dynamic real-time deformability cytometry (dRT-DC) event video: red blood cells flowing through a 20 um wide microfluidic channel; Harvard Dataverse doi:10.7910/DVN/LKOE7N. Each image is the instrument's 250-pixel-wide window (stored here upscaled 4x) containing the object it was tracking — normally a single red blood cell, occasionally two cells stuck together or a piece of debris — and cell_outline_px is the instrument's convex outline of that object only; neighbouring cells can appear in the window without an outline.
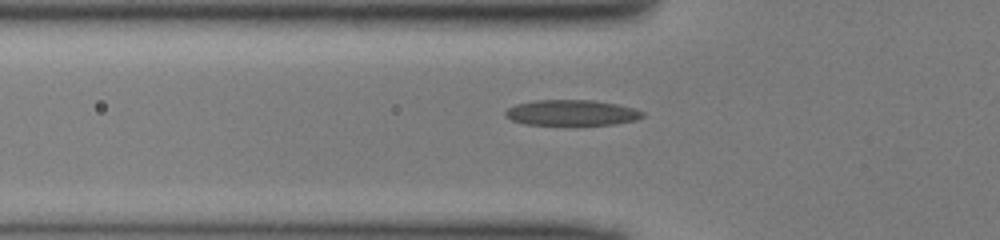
{"species": "common noctule bat (a hibernating species)", "species_latin": "Nyctalus noctula", "temperature_condition": "cold", "stored_images_in_passage": 44, "camera_frame_rate_fps": 3000, "um_per_image_px": 0.085, "animal": {"sex": "male", "body_mass_g": 13.0, "forearm_length_mm": 53.1}, "frame": {"image": 1, "passage_image": 16, "time_ms": 5.0, "image_size_px": [1000, 240], "cell_outline_px": [[644, 116], [636, 120], [616, 124], [524, 124], [512, 120], [504, 116], [504, 112], [508, 108], [516, 104], [536, 100], [592, 100], [616, 104], [636, 108], [644, 112]], "centroid_in_image_um": [48.6, 9.57], "position_along_channel_um": 77.2, "area_um2": 20.4}}
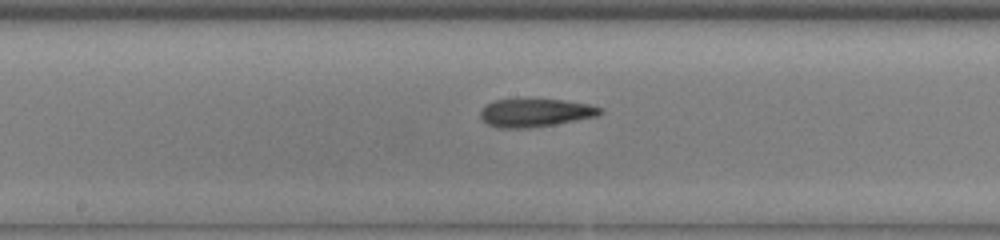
{"frame": {"image": 2, "passage_image": 25, "time_ms": 8.0, "image_size_px": [1000, 240], "cell_outline_px": [[604, 112], [600, 116], [528, 128], [500, 128], [488, 124], [480, 120], [480, 112], [484, 104], [496, 100], [528, 96], [564, 100], [588, 104], [604, 108]], "centroid_in_image_um": [45.48, 9.53], "position_along_channel_um": 202.7, "area_um2": 20.58}}
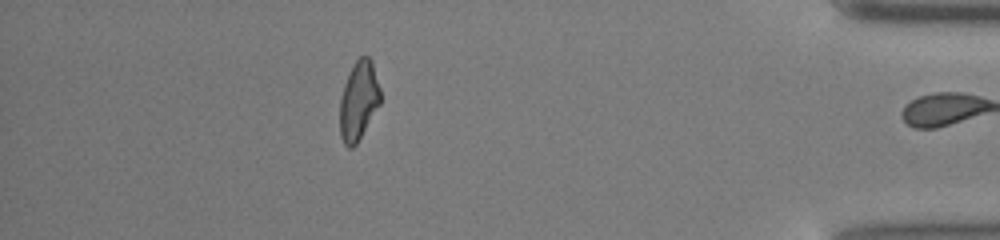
{"frame": {"image": 3, "passage_image": 43, "time_ms": 14.0, "image_size_px": [1000, 240], "cell_outline_px": [[380, 104], [356, 144], [352, 148], [348, 148], [344, 144], [340, 136], [340, 100], [344, 84], [352, 64], [360, 56], [368, 56], [372, 60], [380, 88]], "centroid_in_image_um": [30.48, 8.54], "position_along_channel_um": 404.7, "area_um2": 18.67}}